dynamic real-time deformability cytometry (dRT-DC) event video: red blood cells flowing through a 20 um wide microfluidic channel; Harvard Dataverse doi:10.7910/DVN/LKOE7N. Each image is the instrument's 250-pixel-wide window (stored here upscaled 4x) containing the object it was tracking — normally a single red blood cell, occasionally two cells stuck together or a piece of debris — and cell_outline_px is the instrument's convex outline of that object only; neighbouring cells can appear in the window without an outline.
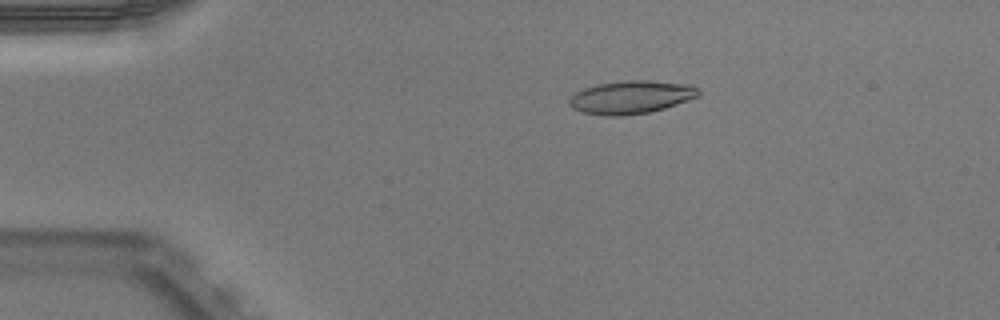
{"species": "Egyptian fruit bat (a non-hibernating species)", "species_latin": "Rousettus aegyptiacus", "temperature_condition": "warm", "stored_images_in_passage": 51, "camera_frame_rate_fps": 3000, "um_per_image_px": 0.085, "animal": {"sex": "male"}, "frame": {"image": 1, "passage_image": 10, "time_ms": 3.0, "image_size_px": [1000, 320], "cell_outline_px": [[700, 96], [664, 108], [648, 112], [624, 116], [604, 116], [584, 112], [572, 108], [568, 104], [568, 100], [576, 92], [584, 88], [600, 84], [624, 80], [648, 80], [688, 84], [700, 88]], "centroid_in_image_um": [53.66, 8.26], "position_along_channel_um": 31.3, "area_um2": 24.91}}
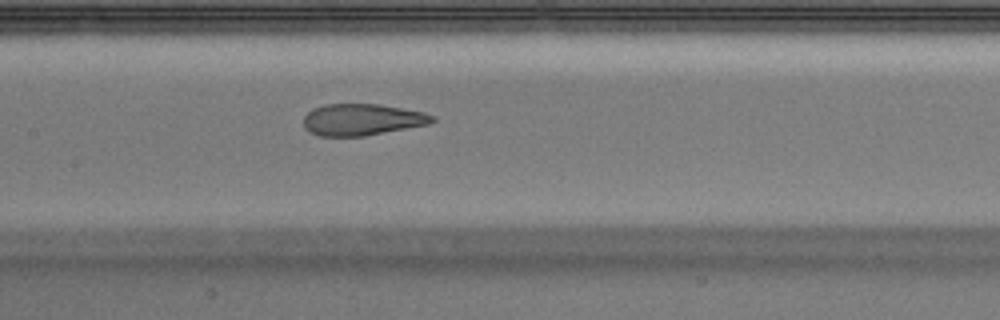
{"frame": {"image": 2, "passage_image": 25, "time_ms": 8.0, "image_size_px": [1000, 320], "cell_outline_px": [[436, 120], [428, 124], [364, 136], [320, 136], [308, 132], [304, 128], [304, 116], [312, 108], [324, 104], [380, 104], [424, 112], [436, 116]], "centroid_in_image_um": [30.75, 10.16], "position_along_channel_um": 176.6, "area_um2": 23.81}}
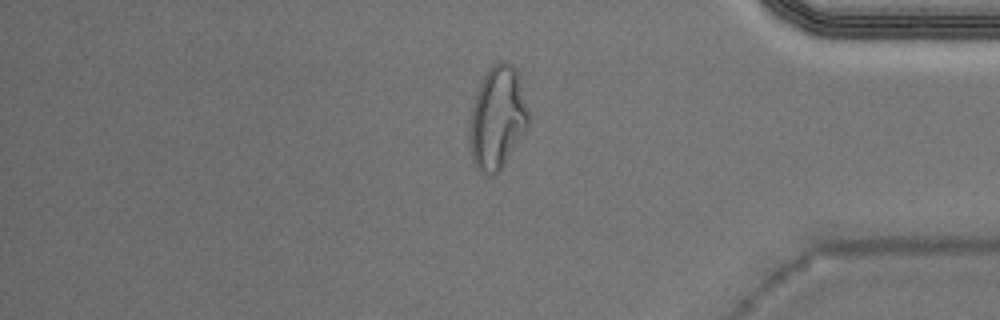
{"frame": {"image": 3, "passage_image": 43, "time_ms": 14.0, "image_size_px": [1000, 320], "cell_outline_px": [[528, 128], [500, 172], [496, 176], [488, 176], [480, 172], [476, 168], [472, 160], [472, 104], [480, 84], [488, 68], [492, 64], [500, 60], [504, 60], [512, 64], [516, 72], [528, 108]], "centroid_in_image_um": [42.31, 10.05], "position_along_channel_um": 392.9, "area_um2": 34.85}, "authors_computed_cell_mechanics": {"area_um2": 24.7962, "velocity_mm_per_s": 3.9701, "shape_relaxation_time_tau1_ms": null, "shape_relaxation_time_tau2_ms": 0.9706, "deformation_change_tau1": null, "deformation_change_tau2": 0.0822}}